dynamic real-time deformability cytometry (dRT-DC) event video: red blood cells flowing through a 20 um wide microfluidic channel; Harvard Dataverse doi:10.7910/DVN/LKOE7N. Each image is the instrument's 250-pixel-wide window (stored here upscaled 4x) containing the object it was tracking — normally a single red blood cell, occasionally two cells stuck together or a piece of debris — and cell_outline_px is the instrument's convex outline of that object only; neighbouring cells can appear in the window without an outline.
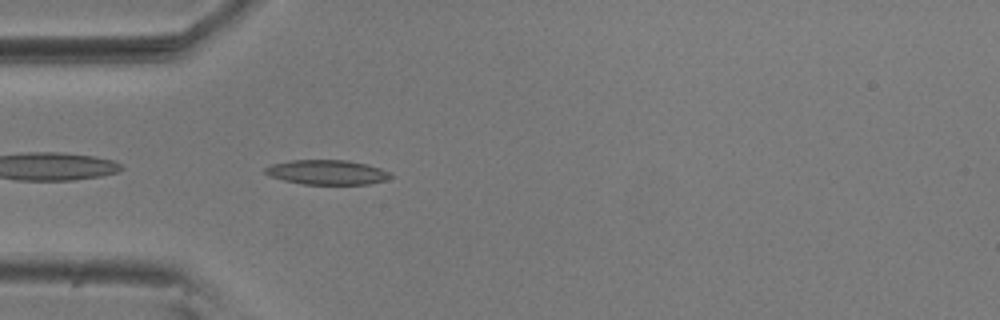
{"species": "common noctule bat (a hibernating species)", "species_latin": "Nyctalus noctula", "temperature_condition": "room temperature", "stored_images_in_passage": 41, "camera_frame_rate_fps": 3000, "um_per_image_px": 0.085, "animal": {"sex": "male", "body_mass_g": 20.5, "forearm_length_mm": 52.5}, "frame": {"image": 1, "passage_image": 2, "time_ms": 0.333, "image_size_px": [1000, 320], "cell_outline_px": [[396, 176], [384, 180], [368, 184], [304, 184], [284, 180], [268, 176], [264, 172], [264, 168], [272, 164], [292, 160], [348, 160], [368, 164], [392, 172]], "centroid_in_image_um": [27.84, 14.64], "position_along_channel_um": 57.2, "area_um2": 18.15}}
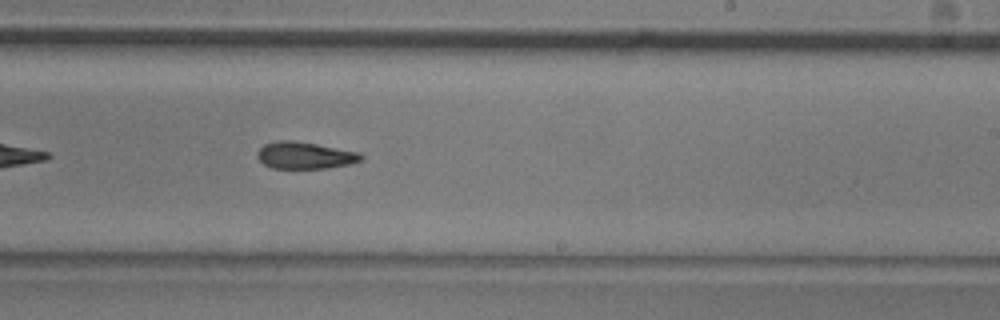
{"frame": {"image": 2, "passage_image": 19, "time_ms": 6.0, "image_size_px": [1000, 320], "cell_outline_px": [[364, 160], [352, 164], [328, 168], [272, 168], [264, 164], [256, 156], [256, 152], [264, 144], [276, 140], [296, 140], [360, 152], [364, 156]], "centroid_in_image_um": [25.95, 13.2], "position_along_channel_um": 263.1, "area_um2": 16.59}}
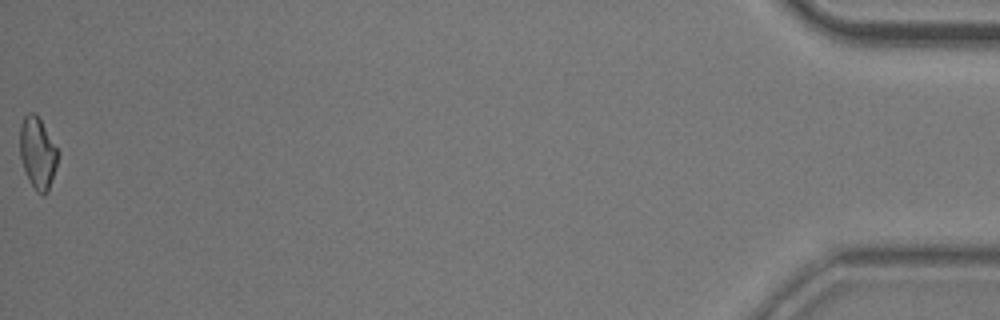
{"frame": {"image": 3, "passage_image": 41, "time_ms": 13.333, "image_size_px": [1000, 320], "cell_outline_px": [[60, 152], [48, 192], [44, 196], [36, 192], [20, 160], [20, 124], [24, 116], [28, 112], [36, 112]], "centroid_in_image_um": [3.2, 12.97], "position_along_channel_um": 432.0, "area_um2": 15.95}, "authors_computed_cell_mechanics": {"area_um2": 16.6464, "velocity_mm_per_s": 3.6756, "shape_relaxation_time_tau1_ms": 9.5715, "shape_relaxation_time_tau2_ms": 7.0688, "deformation_change_tau1": 0.1999, "deformation_change_tau2": 0.1587}}